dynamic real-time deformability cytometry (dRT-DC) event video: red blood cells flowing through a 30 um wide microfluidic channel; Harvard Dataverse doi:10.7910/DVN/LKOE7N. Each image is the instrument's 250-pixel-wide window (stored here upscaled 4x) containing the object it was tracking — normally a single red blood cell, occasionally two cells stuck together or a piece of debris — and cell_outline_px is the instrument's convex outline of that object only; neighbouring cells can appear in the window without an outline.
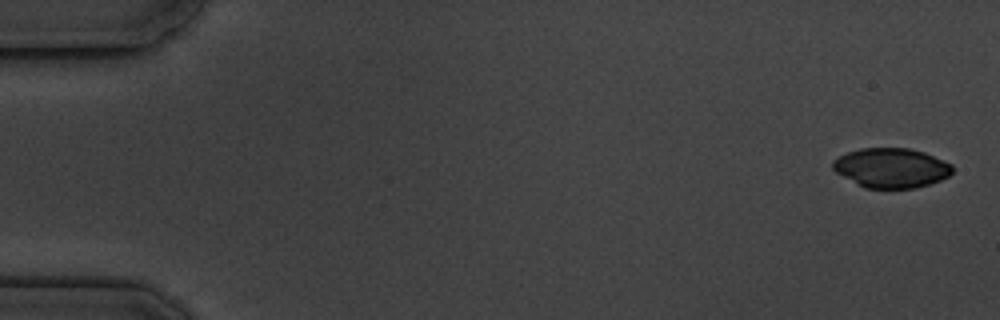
{"species": "common noctule bat (a hibernating species)", "species_latin": "Nyctalus noctula", "temperature_condition": "cold", "stored_images_in_passage": 6, "camera_frame_rate_fps": 3000, "um_per_image_px": 0.085, "animal": {"sex": "male", "body_mass_g": 19.5, "forearm_length_mm": 54.6}, "frame": {"image": 1, "passage_image": 1, "time_ms": 0.0, "image_size_px": [1000, 320], "cell_outline_px": [[952, 172], [948, 176], [940, 180], [916, 188], [864, 188], [836, 172], [832, 168], [832, 160], [848, 152], [860, 148], [908, 148], [924, 152], [952, 164]], "centroid_in_image_um": [75.74, 14.27], "position_along_channel_um": 9.3, "area_um2": 27.51}}